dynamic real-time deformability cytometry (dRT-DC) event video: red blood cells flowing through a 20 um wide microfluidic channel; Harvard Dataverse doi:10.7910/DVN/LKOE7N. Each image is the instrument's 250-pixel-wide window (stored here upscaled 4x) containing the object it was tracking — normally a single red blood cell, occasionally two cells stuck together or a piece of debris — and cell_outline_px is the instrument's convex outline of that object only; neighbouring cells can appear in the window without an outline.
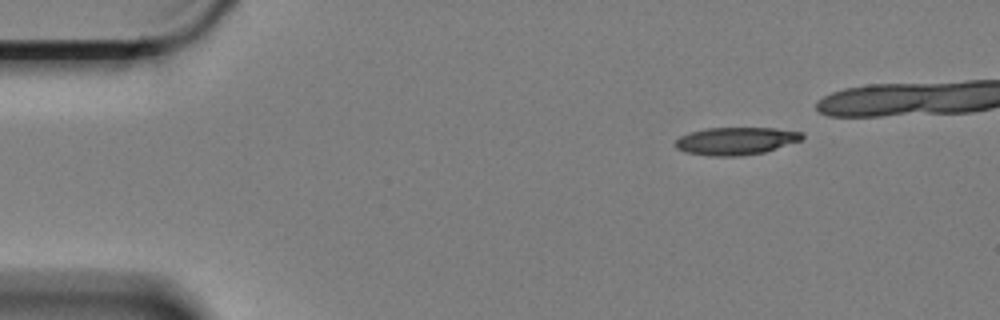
{"species": "Egyptian fruit bat (a non-hibernating species)", "species_latin": "Rousettus aegyptiacus", "temperature_condition": "cold", "stored_images_in_passage": 5, "segment_of_instrument_passage": [1, 2], "camera_frame_rate_fps": 3000, "um_per_image_px": 0.085, "animal": {"sex": "female"}, "frame": {"image": 1, "passage_image": 1, "time_ms": 0.0, "image_size_px": [1000, 320], "cell_outline_px": [[804, 136], [800, 140], [764, 152], [740, 156], [708, 156], [684, 152], [676, 148], [672, 144], [680, 136], [688, 132], [708, 128], [772, 128], [800, 132]], "centroid_in_image_um": [62.45, 11.99], "position_along_channel_um": 22.5, "area_um2": 20.35}}
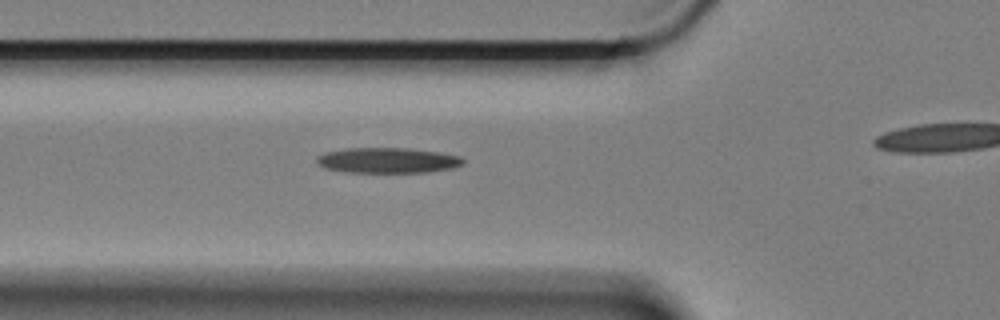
{"frame": {"image": 2, "passage_image": 4, "time_ms": 1.0, "image_size_px": [1000, 320], "cell_outline_px": [[464, 164], [452, 168], [428, 172], [348, 172], [324, 168], [316, 164], [316, 156], [324, 152], [348, 148], [408, 148], [436, 152], [460, 156], [464, 160]], "centroid_in_image_um": [32.9, 13.63], "position_along_channel_um": 92.9, "area_um2": 21.68}}